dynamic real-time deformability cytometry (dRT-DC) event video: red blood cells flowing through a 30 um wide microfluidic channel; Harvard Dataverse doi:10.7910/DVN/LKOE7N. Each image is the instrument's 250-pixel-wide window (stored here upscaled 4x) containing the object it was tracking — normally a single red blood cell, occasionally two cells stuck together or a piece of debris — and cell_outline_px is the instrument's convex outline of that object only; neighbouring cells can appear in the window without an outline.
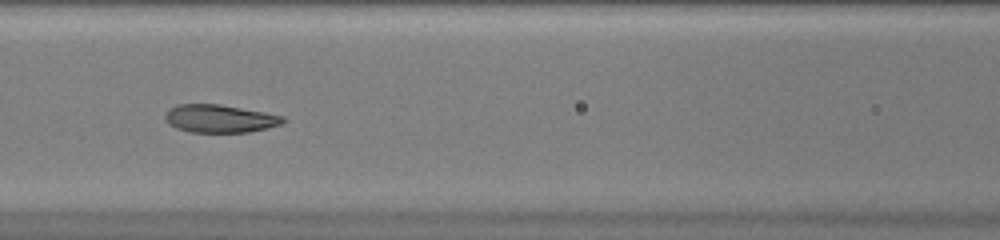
{"species": "common noctule bat (a hibernating species)", "species_latin": "Nyctalus noctula", "temperature_condition": "warm", "stored_images_in_passage": 50, "camera_frame_rate_fps": 3000, "um_per_image_px": 0.085, "animal": {"sex": "female", "body_mass_g": 20.0, "forearm_length_mm": 54.0}, "frame": {"image": 1, "passage_image": 22, "time_ms": 7.0, "image_size_px": [1000, 240], "cell_outline_px": [[288, 120], [280, 124], [268, 128], [248, 132], [188, 132], [176, 128], [168, 124], [164, 120], [164, 116], [168, 108], [176, 104], [220, 104], [264, 112], [284, 116]], "centroid_in_image_um": [18.65, 10.08], "position_along_channel_um": 148.0, "area_um2": 19.42}, "authors_computed_cell_mechanics": {"area_um2": 20.808, "velocity_mm_per_s": 4.0364, "shape_relaxation_time_tau1_ms": 4.4356, "shape_relaxation_time_tau2_ms": null, "deformation_change_tau1": 0.1629, "deformation_change_tau2": null}}